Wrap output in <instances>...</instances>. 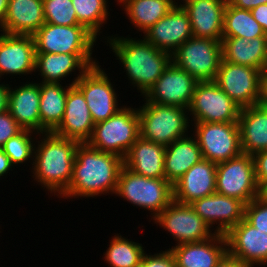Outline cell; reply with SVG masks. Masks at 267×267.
<instances>
[{"instance_id":"obj_1","label":"cell","mask_w":267,"mask_h":267,"mask_svg":"<svg viewBox=\"0 0 267 267\" xmlns=\"http://www.w3.org/2000/svg\"><path fill=\"white\" fill-rule=\"evenodd\" d=\"M123 166V158L80 143L76 149L70 185L59 198L113 195Z\"/></svg>"},{"instance_id":"obj_2","label":"cell","mask_w":267,"mask_h":267,"mask_svg":"<svg viewBox=\"0 0 267 267\" xmlns=\"http://www.w3.org/2000/svg\"><path fill=\"white\" fill-rule=\"evenodd\" d=\"M106 38L105 43L122 63L130 84L144 97L171 63V54L157 49L144 37L137 39L115 34Z\"/></svg>"},{"instance_id":"obj_3","label":"cell","mask_w":267,"mask_h":267,"mask_svg":"<svg viewBox=\"0 0 267 267\" xmlns=\"http://www.w3.org/2000/svg\"><path fill=\"white\" fill-rule=\"evenodd\" d=\"M38 136L40 140L37 141V137L38 144L35 145L31 167L33 180L59 198L70 185L76 149L80 142L53 132L39 133Z\"/></svg>"},{"instance_id":"obj_4","label":"cell","mask_w":267,"mask_h":267,"mask_svg":"<svg viewBox=\"0 0 267 267\" xmlns=\"http://www.w3.org/2000/svg\"><path fill=\"white\" fill-rule=\"evenodd\" d=\"M138 116L140 137L145 140L167 146L190 135L188 109L145 100L138 108Z\"/></svg>"},{"instance_id":"obj_5","label":"cell","mask_w":267,"mask_h":267,"mask_svg":"<svg viewBox=\"0 0 267 267\" xmlns=\"http://www.w3.org/2000/svg\"><path fill=\"white\" fill-rule=\"evenodd\" d=\"M115 195L150 211L154 220L173 201V185L165 178H147L123 166Z\"/></svg>"},{"instance_id":"obj_6","label":"cell","mask_w":267,"mask_h":267,"mask_svg":"<svg viewBox=\"0 0 267 267\" xmlns=\"http://www.w3.org/2000/svg\"><path fill=\"white\" fill-rule=\"evenodd\" d=\"M139 137L138 108L124 104L116 114L94 125L92 135L86 143L96 150L124 159Z\"/></svg>"},{"instance_id":"obj_7","label":"cell","mask_w":267,"mask_h":267,"mask_svg":"<svg viewBox=\"0 0 267 267\" xmlns=\"http://www.w3.org/2000/svg\"><path fill=\"white\" fill-rule=\"evenodd\" d=\"M222 60L221 41L191 37L171 54V61L196 81H215Z\"/></svg>"},{"instance_id":"obj_8","label":"cell","mask_w":267,"mask_h":267,"mask_svg":"<svg viewBox=\"0 0 267 267\" xmlns=\"http://www.w3.org/2000/svg\"><path fill=\"white\" fill-rule=\"evenodd\" d=\"M192 126L190 130L198 141L203 159L218 164L242 154L238 122H194Z\"/></svg>"},{"instance_id":"obj_9","label":"cell","mask_w":267,"mask_h":267,"mask_svg":"<svg viewBox=\"0 0 267 267\" xmlns=\"http://www.w3.org/2000/svg\"><path fill=\"white\" fill-rule=\"evenodd\" d=\"M32 36L36 53L55 54H92L99 39L83 25L50 23H44Z\"/></svg>"},{"instance_id":"obj_10","label":"cell","mask_w":267,"mask_h":267,"mask_svg":"<svg viewBox=\"0 0 267 267\" xmlns=\"http://www.w3.org/2000/svg\"><path fill=\"white\" fill-rule=\"evenodd\" d=\"M241 109L215 81H205L196 84L188 115L191 123L238 122Z\"/></svg>"},{"instance_id":"obj_11","label":"cell","mask_w":267,"mask_h":267,"mask_svg":"<svg viewBox=\"0 0 267 267\" xmlns=\"http://www.w3.org/2000/svg\"><path fill=\"white\" fill-rule=\"evenodd\" d=\"M216 193L236 198L245 205L258 197L252 155L242 153L216 165Z\"/></svg>"},{"instance_id":"obj_12","label":"cell","mask_w":267,"mask_h":267,"mask_svg":"<svg viewBox=\"0 0 267 267\" xmlns=\"http://www.w3.org/2000/svg\"><path fill=\"white\" fill-rule=\"evenodd\" d=\"M87 102L95 124L116 114L123 105L118 102L114 84L99 63L90 67L74 84Z\"/></svg>"},{"instance_id":"obj_13","label":"cell","mask_w":267,"mask_h":267,"mask_svg":"<svg viewBox=\"0 0 267 267\" xmlns=\"http://www.w3.org/2000/svg\"><path fill=\"white\" fill-rule=\"evenodd\" d=\"M155 223L170 233L175 245L203 241L216 234L190 204L174 200L154 219Z\"/></svg>"},{"instance_id":"obj_14","label":"cell","mask_w":267,"mask_h":267,"mask_svg":"<svg viewBox=\"0 0 267 267\" xmlns=\"http://www.w3.org/2000/svg\"><path fill=\"white\" fill-rule=\"evenodd\" d=\"M215 82L241 108L260 103L262 75L259 69L221 60Z\"/></svg>"},{"instance_id":"obj_15","label":"cell","mask_w":267,"mask_h":267,"mask_svg":"<svg viewBox=\"0 0 267 267\" xmlns=\"http://www.w3.org/2000/svg\"><path fill=\"white\" fill-rule=\"evenodd\" d=\"M197 83L188 72L171 61L143 101L188 109Z\"/></svg>"},{"instance_id":"obj_16","label":"cell","mask_w":267,"mask_h":267,"mask_svg":"<svg viewBox=\"0 0 267 267\" xmlns=\"http://www.w3.org/2000/svg\"><path fill=\"white\" fill-rule=\"evenodd\" d=\"M190 205L211 229L215 226V233L225 235L244 218L245 204L242 201L218 193L200 198Z\"/></svg>"},{"instance_id":"obj_17","label":"cell","mask_w":267,"mask_h":267,"mask_svg":"<svg viewBox=\"0 0 267 267\" xmlns=\"http://www.w3.org/2000/svg\"><path fill=\"white\" fill-rule=\"evenodd\" d=\"M143 36L157 49L172 54L186 40L193 37L187 12L181 5L176 4Z\"/></svg>"},{"instance_id":"obj_18","label":"cell","mask_w":267,"mask_h":267,"mask_svg":"<svg viewBox=\"0 0 267 267\" xmlns=\"http://www.w3.org/2000/svg\"><path fill=\"white\" fill-rule=\"evenodd\" d=\"M228 254L245 263L267 266V233L244 218L226 234Z\"/></svg>"},{"instance_id":"obj_19","label":"cell","mask_w":267,"mask_h":267,"mask_svg":"<svg viewBox=\"0 0 267 267\" xmlns=\"http://www.w3.org/2000/svg\"><path fill=\"white\" fill-rule=\"evenodd\" d=\"M93 54L36 53L35 72H40V82L60 83L78 70L72 85L90 68L97 65ZM95 59V60H94Z\"/></svg>"},{"instance_id":"obj_20","label":"cell","mask_w":267,"mask_h":267,"mask_svg":"<svg viewBox=\"0 0 267 267\" xmlns=\"http://www.w3.org/2000/svg\"><path fill=\"white\" fill-rule=\"evenodd\" d=\"M36 50L32 35L4 33L0 38V78L35 73ZM26 74V75H25Z\"/></svg>"},{"instance_id":"obj_21","label":"cell","mask_w":267,"mask_h":267,"mask_svg":"<svg viewBox=\"0 0 267 267\" xmlns=\"http://www.w3.org/2000/svg\"><path fill=\"white\" fill-rule=\"evenodd\" d=\"M94 125L83 93L72 85L68 90L63 119L53 133L86 143L92 135Z\"/></svg>"},{"instance_id":"obj_22","label":"cell","mask_w":267,"mask_h":267,"mask_svg":"<svg viewBox=\"0 0 267 267\" xmlns=\"http://www.w3.org/2000/svg\"><path fill=\"white\" fill-rule=\"evenodd\" d=\"M216 163L202 159L173 184V200L182 204L216 193Z\"/></svg>"},{"instance_id":"obj_23","label":"cell","mask_w":267,"mask_h":267,"mask_svg":"<svg viewBox=\"0 0 267 267\" xmlns=\"http://www.w3.org/2000/svg\"><path fill=\"white\" fill-rule=\"evenodd\" d=\"M228 0H186L180 4L190 19L193 37L222 40Z\"/></svg>"},{"instance_id":"obj_24","label":"cell","mask_w":267,"mask_h":267,"mask_svg":"<svg viewBox=\"0 0 267 267\" xmlns=\"http://www.w3.org/2000/svg\"><path fill=\"white\" fill-rule=\"evenodd\" d=\"M175 258L176 267H216L228 253L224 234L192 243H184L169 248Z\"/></svg>"},{"instance_id":"obj_25","label":"cell","mask_w":267,"mask_h":267,"mask_svg":"<svg viewBox=\"0 0 267 267\" xmlns=\"http://www.w3.org/2000/svg\"><path fill=\"white\" fill-rule=\"evenodd\" d=\"M39 108L40 83L29 79L21 86H9L8 111L23 129L41 133Z\"/></svg>"},{"instance_id":"obj_26","label":"cell","mask_w":267,"mask_h":267,"mask_svg":"<svg viewBox=\"0 0 267 267\" xmlns=\"http://www.w3.org/2000/svg\"><path fill=\"white\" fill-rule=\"evenodd\" d=\"M165 146L139 137L123 159L124 166L147 178H165Z\"/></svg>"},{"instance_id":"obj_27","label":"cell","mask_w":267,"mask_h":267,"mask_svg":"<svg viewBox=\"0 0 267 267\" xmlns=\"http://www.w3.org/2000/svg\"><path fill=\"white\" fill-rule=\"evenodd\" d=\"M238 124L242 153L254 155L267 150V106L259 103L242 108Z\"/></svg>"},{"instance_id":"obj_28","label":"cell","mask_w":267,"mask_h":267,"mask_svg":"<svg viewBox=\"0 0 267 267\" xmlns=\"http://www.w3.org/2000/svg\"><path fill=\"white\" fill-rule=\"evenodd\" d=\"M45 23L43 0H9L3 32L33 35Z\"/></svg>"},{"instance_id":"obj_29","label":"cell","mask_w":267,"mask_h":267,"mask_svg":"<svg viewBox=\"0 0 267 267\" xmlns=\"http://www.w3.org/2000/svg\"><path fill=\"white\" fill-rule=\"evenodd\" d=\"M185 136L165 146V179L172 185L203 157L196 137Z\"/></svg>"},{"instance_id":"obj_30","label":"cell","mask_w":267,"mask_h":267,"mask_svg":"<svg viewBox=\"0 0 267 267\" xmlns=\"http://www.w3.org/2000/svg\"><path fill=\"white\" fill-rule=\"evenodd\" d=\"M222 60L261 71L266 53L267 37L251 40L241 37H222Z\"/></svg>"},{"instance_id":"obj_31","label":"cell","mask_w":267,"mask_h":267,"mask_svg":"<svg viewBox=\"0 0 267 267\" xmlns=\"http://www.w3.org/2000/svg\"><path fill=\"white\" fill-rule=\"evenodd\" d=\"M62 83L40 82L41 133L53 132L63 119L67 94L72 83L65 86Z\"/></svg>"},{"instance_id":"obj_32","label":"cell","mask_w":267,"mask_h":267,"mask_svg":"<svg viewBox=\"0 0 267 267\" xmlns=\"http://www.w3.org/2000/svg\"><path fill=\"white\" fill-rule=\"evenodd\" d=\"M130 24L145 33L176 4L174 0H118Z\"/></svg>"},{"instance_id":"obj_33","label":"cell","mask_w":267,"mask_h":267,"mask_svg":"<svg viewBox=\"0 0 267 267\" xmlns=\"http://www.w3.org/2000/svg\"><path fill=\"white\" fill-rule=\"evenodd\" d=\"M222 37H241L248 40L267 37L250 10L238 9L227 2L223 15Z\"/></svg>"},{"instance_id":"obj_34","label":"cell","mask_w":267,"mask_h":267,"mask_svg":"<svg viewBox=\"0 0 267 267\" xmlns=\"http://www.w3.org/2000/svg\"><path fill=\"white\" fill-rule=\"evenodd\" d=\"M109 247L103 255L110 267H140L145 248L141 243L128 240L119 233L109 241Z\"/></svg>"},{"instance_id":"obj_35","label":"cell","mask_w":267,"mask_h":267,"mask_svg":"<svg viewBox=\"0 0 267 267\" xmlns=\"http://www.w3.org/2000/svg\"><path fill=\"white\" fill-rule=\"evenodd\" d=\"M80 25L86 27L97 38L102 34L110 12L108 0H71ZM99 35V36H98Z\"/></svg>"},{"instance_id":"obj_36","label":"cell","mask_w":267,"mask_h":267,"mask_svg":"<svg viewBox=\"0 0 267 267\" xmlns=\"http://www.w3.org/2000/svg\"><path fill=\"white\" fill-rule=\"evenodd\" d=\"M37 135L38 133L34 131L23 129L20 133L11 137L4 143L2 149L14 166L25 163L27 164V162H31L30 160H32L31 164L33 165L34 149L36 144L35 140L37 139Z\"/></svg>"},{"instance_id":"obj_37","label":"cell","mask_w":267,"mask_h":267,"mask_svg":"<svg viewBox=\"0 0 267 267\" xmlns=\"http://www.w3.org/2000/svg\"><path fill=\"white\" fill-rule=\"evenodd\" d=\"M45 23L73 26L80 25L71 0H43Z\"/></svg>"},{"instance_id":"obj_38","label":"cell","mask_w":267,"mask_h":267,"mask_svg":"<svg viewBox=\"0 0 267 267\" xmlns=\"http://www.w3.org/2000/svg\"><path fill=\"white\" fill-rule=\"evenodd\" d=\"M244 219L264 233H267V202L259 197L245 205Z\"/></svg>"},{"instance_id":"obj_39","label":"cell","mask_w":267,"mask_h":267,"mask_svg":"<svg viewBox=\"0 0 267 267\" xmlns=\"http://www.w3.org/2000/svg\"><path fill=\"white\" fill-rule=\"evenodd\" d=\"M149 254L145 252L140 267H176L175 258L170 249L153 255Z\"/></svg>"},{"instance_id":"obj_40","label":"cell","mask_w":267,"mask_h":267,"mask_svg":"<svg viewBox=\"0 0 267 267\" xmlns=\"http://www.w3.org/2000/svg\"><path fill=\"white\" fill-rule=\"evenodd\" d=\"M22 130L23 128L16 122L8 110L0 113V147Z\"/></svg>"},{"instance_id":"obj_41","label":"cell","mask_w":267,"mask_h":267,"mask_svg":"<svg viewBox=\"0 0 267 267\" xmlns=\"http://www.w3.org/2000/svg\"><path fill=\"white\" fill-rule=\"evenodd\" d=\"M254 161L255 178L260 188L267 182V150L259 151L252 155Z\"/></svg>"},{"instance_id":"obj_42","label":"cell","mask_w":267,"mask_h":267,"mask_svg":"<svg viewBox=\"0 0 267 267\" xmlns=\"http://www.w3.org/2000/svg\"><path fill=\"white\" fill-rule=\"evenodd\" d=\"M250 11L254 19L260 24L267 35V4L259 5Z\"/></svg>"},{"instance_id":"obj_43","label":"cell","mask_w":267,"mask_h":267,"mask_svg":"<svg viewBox=\"0 0 267 267\" xmlns=\"http://www.w3.org/2000/svg\"><path fill=\"white\" fill-rule=\"evenodd\" d=\"M228 2L238 8L251 10L259 5L267 4V0H228Z\"/></svg>"},{"instance_id":"obj_44","label":"cell","mask_w":267,"mask_h":267,"mask_svg":"<svg viewBox=\"0 0 267 267\" xmlns=\"http://www.w3.org/2000/svg\"><path fill=\"white\" fill-rule=\"evenodd\" d=\"M216 267H254V265L245 263L227 253Z\"/></svg>"},{"instance_id":"obj_45","label":"cell","mask_w":267,"mask_h":267,"mask_svg":"<svg viewBox=\"0 0 267 267\" xmlns=\"http://www.w3.org/2000/svg\"><path fill=\"white\" fill-rule=\"evenodd\" d=\"M14 167L15 166L11 163L9 157L4 153L2 147H0V178L7 175Z\"/></svg>"},{"instance_id":"obj_46","label":"cell","mask_w":267,"mask_h":267,"mask_svg":"<svg viewBox=\"0 0 267 267\" xmlns=\"http://www.w3.org/2000/svg\"><path fill=\"white\" fill-rule=\"evenodd\" d=\"M0 84V113L8 110L9 84Z\"/></svg>"},{"instance_id":"obj_47","label":"cell","mask_w":267,"mask_h":267,"mask_svg":"<svg viewBox=\"0 0 267 267\" xmlns=\"http://www.w3.org/2000/svg\"><path fill=\"white\" fill-rule=\"evenodd\" d=\"M260 104L267 106V75H262Z\"/></svg>"},{"instance_id":"obj_48","label":"cell","mask_w":267,"mask_h":267,"mask_svg":"<svg viewBox=\"0 0 267 267\" xmlns=\"http://www.w3.org/2000/svg\"><path fill=\"white\" fill-rule=\"evenodd\" d=\"M9 0H0V28L4 26V20L7 14Z\"/></svg>"},{"instance_id":"obj_49","label":"cell","mask_w":267,"mask_h":267,"mask_svg":"<svg viewBox=\"0 0 267 267\" xmlns=\"http://www.w3.org/2000/svg\"><path fill=\"white\" fill-rule=\"evenodd\" d=\"M258 197L263 201L267 202V182L259 188Z\"/></svg>"},{"instance_id":"obj_50","label":"cell","mask_w":267,"mask_h":267,"mask_svg":"<svg viewBox=\"0 0 267 267\" xmlns=\"http://www.w3.org/2000/svg\"><path fill=\"white\" fill-rule=\"evenodd\" d=\"M261 75H267V53H266V57H265V61H264L263 67L261 69Z\"/></svg>"},{"instance_id":"obj_51","label":"cell","mask_w":267,"mask_h":267,"mask_svg":"<svg viewBox=\"0 0 267 267\" xmlns=\"http://www.w3.org/2000/svg\"><path fill=\"white\" fill-rule=\"evenodd\" d=\"M0 38L2 37V35L4 34L3 30L0 28Z\"/></svg>"}]
</instances>
